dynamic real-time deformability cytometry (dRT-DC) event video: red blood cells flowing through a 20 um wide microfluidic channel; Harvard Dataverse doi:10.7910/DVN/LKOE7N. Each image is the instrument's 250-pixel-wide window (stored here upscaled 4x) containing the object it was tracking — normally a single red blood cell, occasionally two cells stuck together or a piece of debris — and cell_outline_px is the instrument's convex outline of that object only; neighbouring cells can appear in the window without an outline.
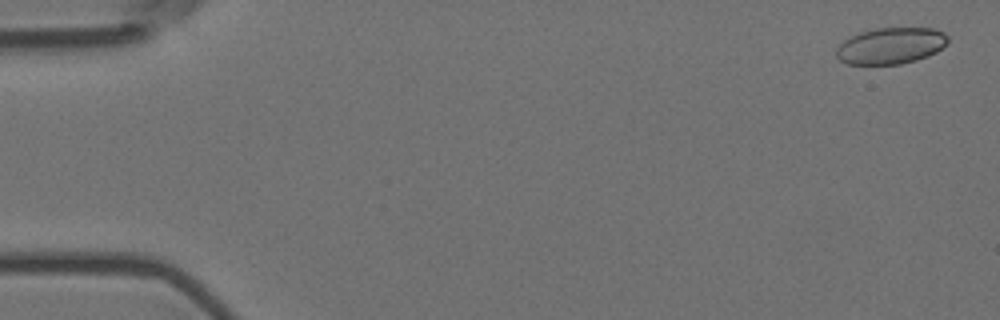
{"species": "Egyptian fruit bat (a non-hibernating species)", "species_latin": "Rousettus aegyptiacus", "temperature_condition": "room temperature", "stored_images_in_passage": 18, "camera_frame_rate_fps": 3000, "um_per_image_px": 0.085, "animal": {"sex": "female"}, "frame": {"image": 1, "passage_image": 2, "time_ms": 0.333, "image_size_px": [1000, 320], "cell_outline_px": [[948, 40], [936, 52], [928, 56], [916, 60], [900, 64], [848, 64], [840, 60], [836, 56], [836, 48], [844, 40], [860, 32], [876, 28], [936, 28], [944, 32], [948, 36]], "centroid_in_image_um": [75.71, 3.88], "position_along_channel_um": 9.3, "area_um2": 23.58}}
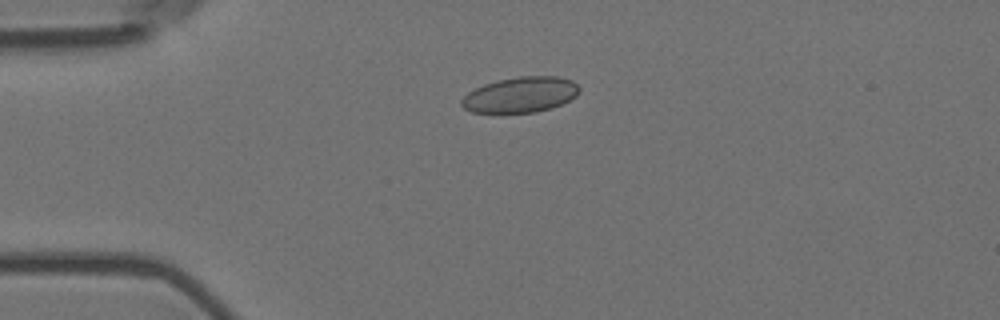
{"frame": {"image": 2, "passage_image": 14, "time_ms": 4.333, "image_size_px": [1000, 320], "cell_outline_px": [[580, 92], [576, 96], [560, 104], [536, 112], [472, 112], [464, 108], [460, 104], [460, 100], [468, 92], [484, 84], [496, 80], [520, 76], [556, 76], [572, 80], [580, 88]], "centroid_in_image_um": [44.23, 8.04], "position_along_channel_um": 40.8, "area_um2": 24.22}}